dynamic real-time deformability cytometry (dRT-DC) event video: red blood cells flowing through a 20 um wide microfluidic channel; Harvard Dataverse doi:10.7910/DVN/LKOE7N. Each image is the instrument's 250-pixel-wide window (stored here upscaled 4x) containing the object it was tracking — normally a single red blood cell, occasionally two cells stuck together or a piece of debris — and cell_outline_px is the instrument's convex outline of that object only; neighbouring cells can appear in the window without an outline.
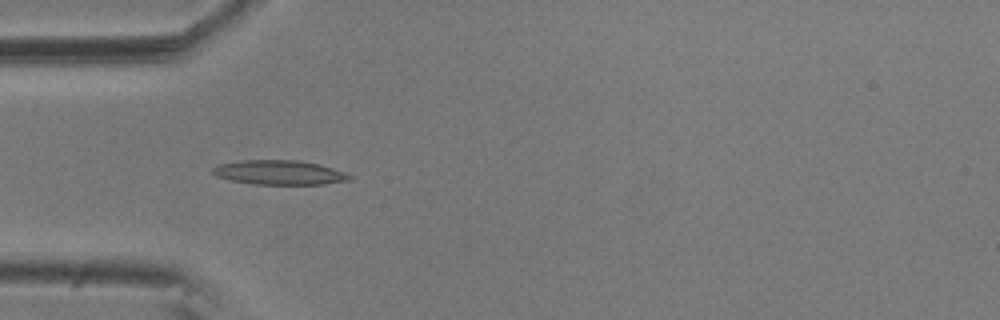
{"species": "common noctule bat (a hibernating species)", "species_latin": "Nyctalus noctula", "temperature_condition": "room temperature", "stored_images_in_passage": 5, "camera_frame_rate_fps": 3000, "um_per_image_px": 0.085, "animal": {"sex": "male", "body_mass_g": 20.5, "forearm_length_mm": 52.5}, "frame": {"image": 1, "passage_image": 4, "time_ms": 1.0, "image_size_px": [1000, 320], "cell_outline_px": [[352, 180], [324, 184], [256, 184], [232, 180], [216, 176], [212, 172], [212, 168], [216, 164], [244, 160], [300, 160], [320, 164], [344, 172], [352, 176]], "centroid_in_image_um": [23.75, 14.65], "position_along_channel_um": 61.2, "area_um2": 19.48}}
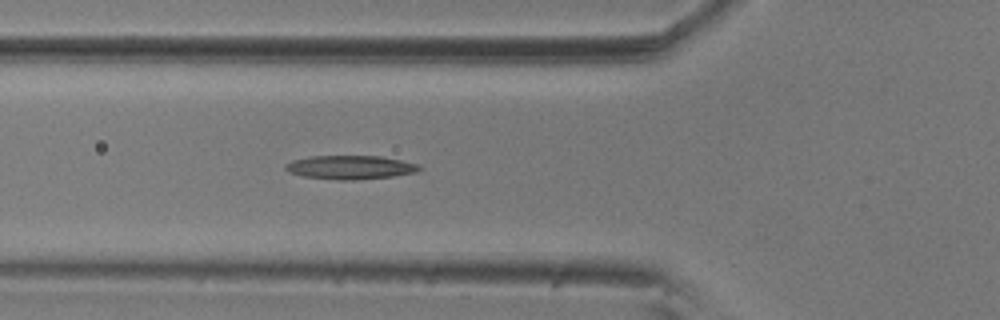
{"frame": {"image": 2, "passage_image": 5, "time_ms": 1.333, "image_size_px": [1000, 320], "cell_outline_px": [[420, 168], [416, 172], [392, 176], [356, 180], [336, 180], [304, 176], [288, 172], [284, 168], [284, 164], [292, 160], [308, 156], [380, 156], [400, 160], [416, 164]], "centroid_in_image_um": [29.69, 14.22], "position_along_channel_um": 96.1, "area_um2": 18.44}}